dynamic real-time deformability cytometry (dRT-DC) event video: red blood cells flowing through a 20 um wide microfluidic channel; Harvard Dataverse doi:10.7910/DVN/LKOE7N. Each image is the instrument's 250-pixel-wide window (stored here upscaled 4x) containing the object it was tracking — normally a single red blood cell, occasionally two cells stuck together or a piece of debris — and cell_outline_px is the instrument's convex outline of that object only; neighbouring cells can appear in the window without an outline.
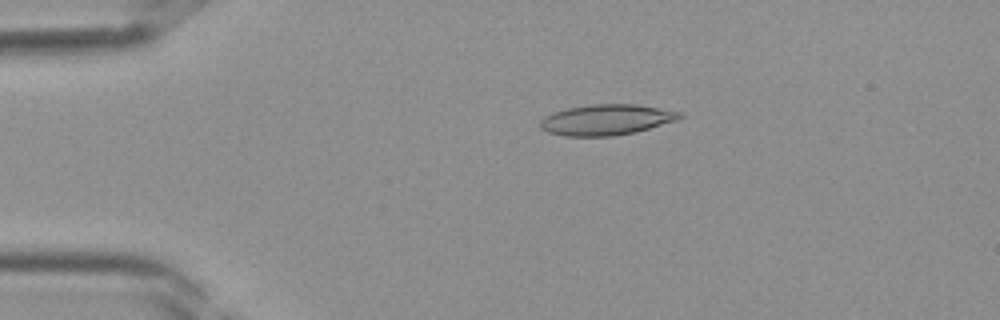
{"species": "Egyptian fruit bat (a non-hibernating species)", "species_latin": "Rousettus aegyptiacus", "temperature_condition": "room temperature", "stored_images_in_passage": 39, "camera_frame_rate_fps": 3000, "um_per_image_px": 0.085, "frame": {"image": 1, "passage_image": 8, "time_ms": 2.333, "image_size_px": [1000, 320], "cell_outline_px": [[684, 116], [676, 120], [636, 132], [616, 136], [564, 136], [548, 132], [540, 128], [540, 120], [544, 116], [552, 112], [568, 108], [592, 104], [636, 104], [660, 108], [680, 112]], "centroid_in_image_um": [51.52, 10.18], "position_along_channel_um": 33.5, "area_um2": 24.97}}
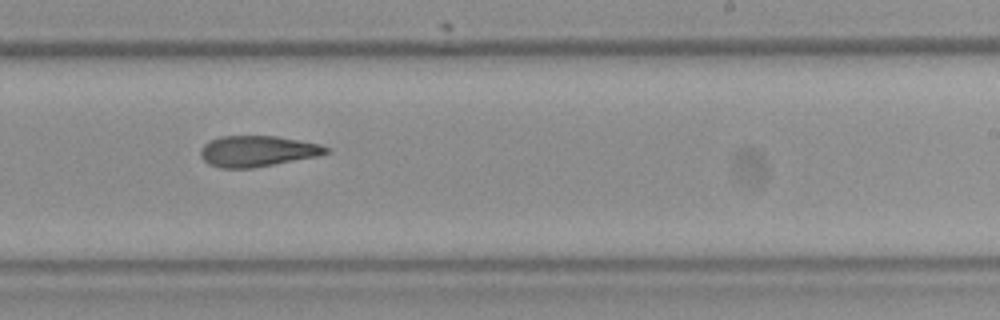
{"frame": {"image": 2, "passage_image": 24, "time_ms": 7.667, "image_size_px": [1000, 320], "cell_outline_px": [[328, 152], [320, 156], [252, 168], [220, 168], [208, 164], [200, 156], [200, 148], [208, 140], [220, 136], [276, 136], [320, 144], [328, 148]], "centroid_in_image_um": [21.84, 12.85], "position_along_channel_um": 267.2, "area_um2": 22.72}}
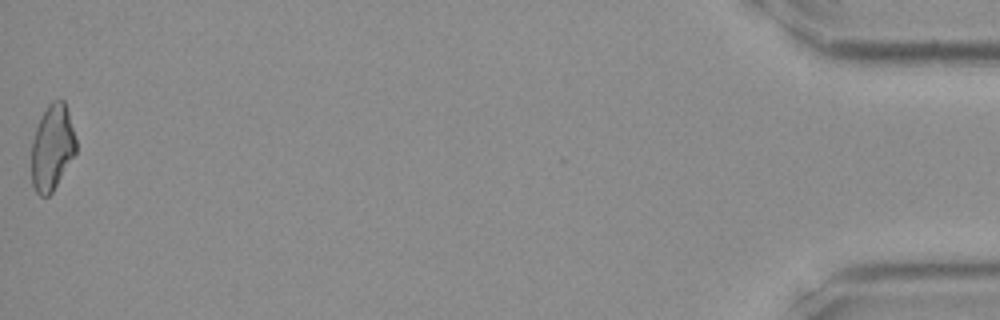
{"frame": {"image": 3, "passage_image": 39, "time_ms": 12.667, "image_size_px": [1000, 320], "cell_outline_px": [[76, 152], [52, 192], [48, 196], [40, 196], [36, 192], [32, 184], [32, 140], [36, 128], [48, 104], [52, 100], [64, 100], [68, 112], [76, 140]], "centroid_in_image_um": [4.43, 12.55], "position_along_channel_um": 430.8, "area_um2": 21.91}}